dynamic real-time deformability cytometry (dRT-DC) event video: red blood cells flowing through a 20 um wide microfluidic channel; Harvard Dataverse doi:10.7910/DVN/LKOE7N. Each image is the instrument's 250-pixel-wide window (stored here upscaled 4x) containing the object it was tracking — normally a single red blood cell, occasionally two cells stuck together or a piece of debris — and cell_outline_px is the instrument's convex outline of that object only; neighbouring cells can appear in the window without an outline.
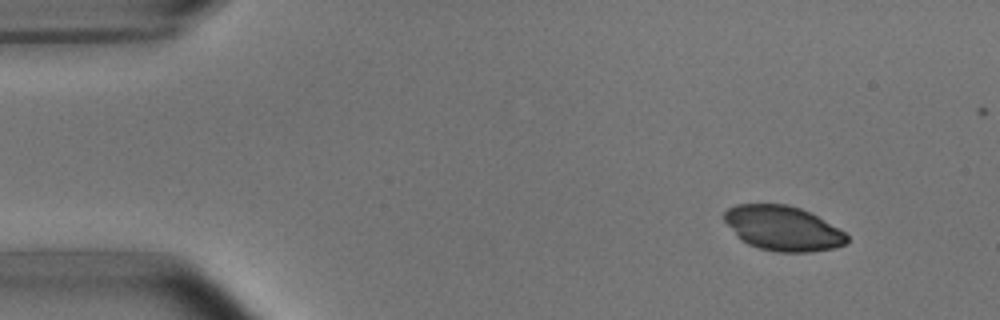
{"species": "common noctule bat (a hibernating species)", "species_latin": "Nyctalus noctula", "temperature_condition": "room temperature", "stored_images_in_passage": 8, "camera_frame_rate_fps": 3000, "um_per_image_px": 0.085, "animal": {"sex": "male", "body_mass_g": 15.6}, "frame": {"image": 1, "passage_image": 1, "time_ms": 0.0, "image_size_px": [1000, 320], "cell_outline_px": [[848, 240], [844, 244], [832, 248], [808, 252], [776, 252], [760, 248], [748, 244], [740, 240], [736, 236], [724, 220], [724, 212], [728, 208], [736, 204], [788, 204], [800, 208], [816, 216], [844, 232], [848, 236]], "centroid_in_image_um": [66.49, 19.4], "position_along_channel_um": 18.5, "area_um2": 31.73}}